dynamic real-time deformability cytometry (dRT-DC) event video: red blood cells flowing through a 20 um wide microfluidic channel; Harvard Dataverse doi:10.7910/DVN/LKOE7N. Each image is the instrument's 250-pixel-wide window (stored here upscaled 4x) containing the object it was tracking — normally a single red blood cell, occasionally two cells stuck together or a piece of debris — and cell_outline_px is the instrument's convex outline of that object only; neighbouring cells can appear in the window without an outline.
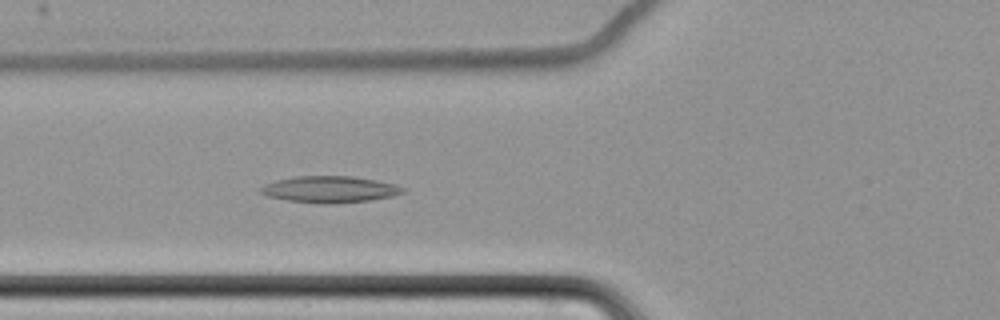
{"species": "common noctule bat (a hibernating species)", "species_latin": "Nyctalus noctula", "temperature_condition": "cold", "stored_images_in_passage": 64, "camera_frame_rate_fps": 3000, "um_per_image_px": 0.085, "animal": {"sex": "female", "body_mass_g": 22.7, "forearm_length_mm": 54.2}, "frame": {"image": 1, "passage_image": 27, "time_ms": 8.667, "image_size_px": [1000, 320], "cell_outline_px": [[404, 192], [392, 196], [368, 200], [332, 204], [324, 204], [288, 200], [268, 196], [260, 192], [260, 188], [264, 184], [276, 180], [296, 176], [352, 176], [376, 180], [396, 184], [404, 188]], "centroid_in_image_um": [28.03, 16.09], "position_along_channel_um": 97.8, "area_um2": 21.85}}
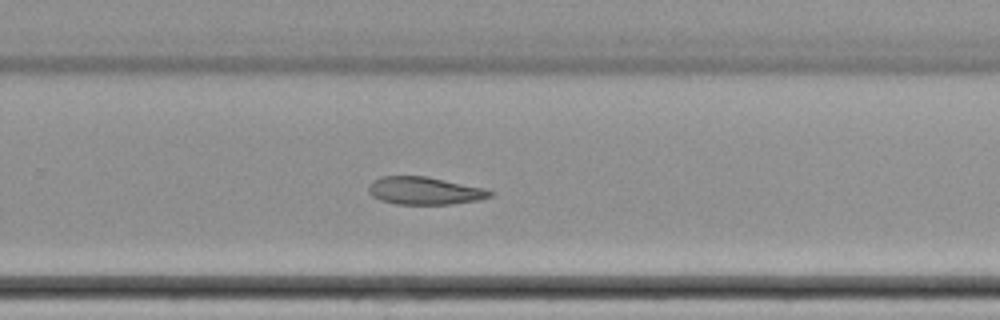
{"frame": {"image": 2, "passage_image": 44, "time_ms": 14.333, "image_size_px": [1000, 320], "cell_outline_px": [[492, 196], [480, 200], [452, 204], [396, 204], [380, 200], [372, 196], [368, 192], [368, 184], [372, 180], [380, 176], [428, 176], [484, 188], [492, 192]], "centroid_in_image_um": [36.05, 16.21], "position_along_channel_um": 293.7, "area_um2": 19.77}}
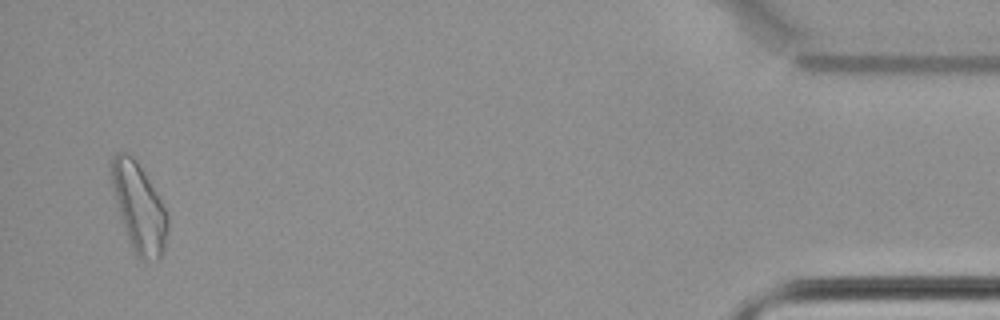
{"frame": {"image": 3, "passage_image": 62, "time_ms": 20.333, "image_size_px": [1000, 320], "cell_outline_px": [[168, 232], [164, 248], [160, 260], [140, 260], [136, 256], [120, 216], [112, 184], [112, 156], [116, 152], [124, 152], [132, 156], [136, 160], [144, 172], [160, 200], [168, 216]], "centroid_in_image_um": [11.84, 17.67], "position_along_channel_um": 423.4, "area_um2": 28.32}, "authors_computed_cell_mechanics": {"area_um2": 22.3975, "velocity_mm_per_s": 3.4604, "shape_relaxation_time_tau1_ms": null, "shape_relaxation_time_tau2_ms": 9.4497, "deformation_change_tau1": null, "deformation_change_tau2": 0.153}}